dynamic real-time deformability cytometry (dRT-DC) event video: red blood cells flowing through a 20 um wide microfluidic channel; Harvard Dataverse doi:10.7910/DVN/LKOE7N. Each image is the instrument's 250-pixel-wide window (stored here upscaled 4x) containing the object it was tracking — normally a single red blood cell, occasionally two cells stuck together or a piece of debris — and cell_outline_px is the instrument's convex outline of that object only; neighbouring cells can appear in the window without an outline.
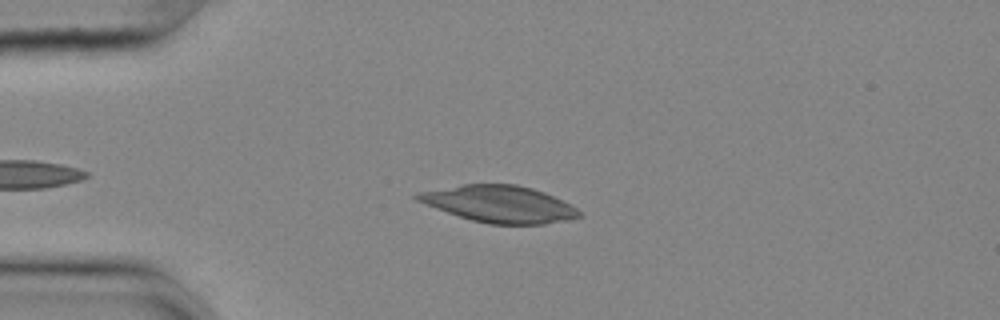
{"species": "common noctule bat (a hibernating species)", "species_latin": "Nyctalus noctula", "temperature_condition": "cold", "stored_images_in_passage": 40, "camera_frame_rate_fps": 3000, "um_per_image_px": 0.085, "animal": {"sex": "female", "body_mass_g": 25.1}, "frame": {"image": 1, "passage_image": 9, "time_ms": 2.667, "image_size_px": [1000, 320], "cell_outline_px": [[580, 216], [568, 220], [544, 224], [488, 224], [472, 220], [436, 208], [416, 200], [412, 196], [416, 192], [464, 184], [516, 184], [532, 188], [544, 192], [576, 208], [580, 212]], "centroid_in_image_um": [42.41, 17.33], "position_along_channel_um": 42.6, "area_um2": 34.33}}
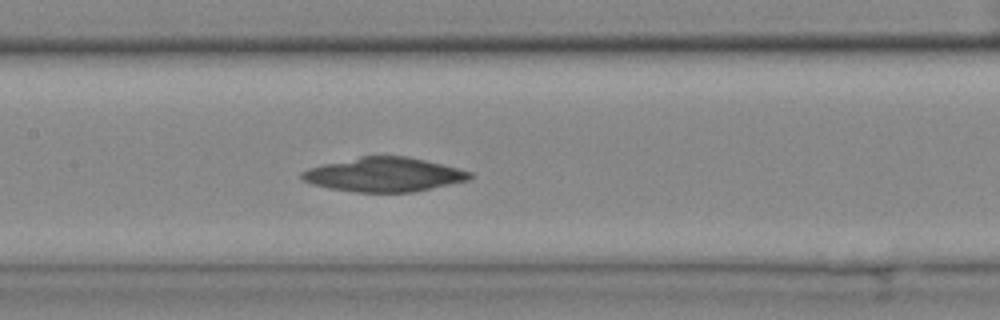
{"frame": {"image": 2, "passage_image": 22, "time_ms": 7.0, "image_size_px": [1000, 320], "cell_outline_px": [[472, 176], [468, 180], [412, 192], [356, 192], [328, 188], [312, 184], [304, 180], [300, 176], [300, 172], [308, 168], [324, 164], [360, 156], [408, 156], [472, 172]], "centroid_in_image_um": [32.6, 14.84], "position_along_channel_um": 174.8, "area_um2": 33.12}}
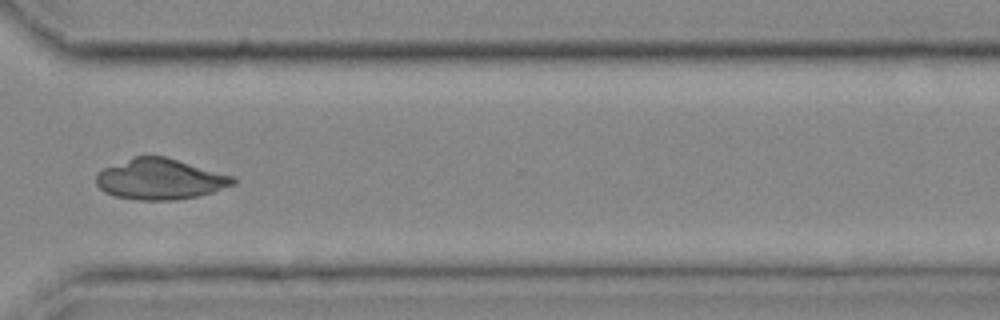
{"frame": {"image": 3, "passage_image": 37, "time_ms": 12.0, "image_size_px": [1000, 320], "cell_outline_px": [[236, 184], [212, 192], [196, 196], [176, 200], [136, 200], [116, 196], [104, 192], [96, 184], [96, 176], [104, 168], [132, 156], [164, 156], [236, 176]], "centroid_in_image_um": [13.63, 15.22], "position_along_channel_um": 357.0, "area_um2": 32.6}}